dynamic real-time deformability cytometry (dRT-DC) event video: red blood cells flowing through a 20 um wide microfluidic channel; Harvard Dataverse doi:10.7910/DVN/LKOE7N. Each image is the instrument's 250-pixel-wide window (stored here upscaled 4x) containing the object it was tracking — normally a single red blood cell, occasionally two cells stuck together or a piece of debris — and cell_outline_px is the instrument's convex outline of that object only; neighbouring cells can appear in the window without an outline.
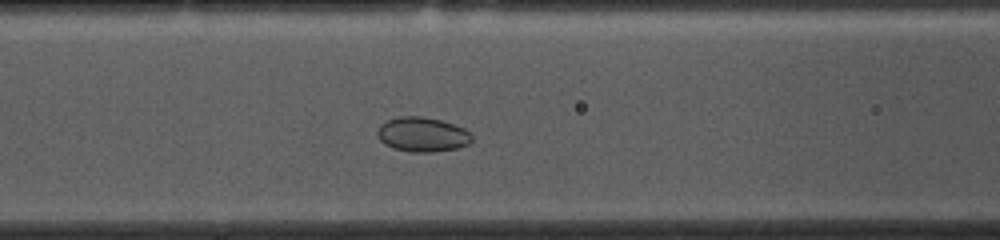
{"species": "common noctule bat (a hibernating species)", "species_latin": "Nyctalus noctula", "temperature_condition": "cold", "stored_images_in_passage": 50, "camera_frame_rate_fps": 3000, "um_per_image_px": 0.085, "animal": {"sex": "female", "body_mass_g": 10.0, "forearm_length_mm": 53.1}, "frame": {"image": 1, "passage_image": 16, "time_ms": 5.0, "image_size_px": [1000, 240], "cell_outline_px": [[472, 140], [468, 144], [460, 148], [432, 152], [412, 152], [396, 148], [384, 144], [380, 140], [376, 132], [380, 124], [388, 120], [400, 116], [420, 116], [440, 120], [464, 128], [472, 132]], "centroid_in_image_um": [35.92, 11.43], "position_along_channel_um": 130.7, "area_um2": 19.07}}
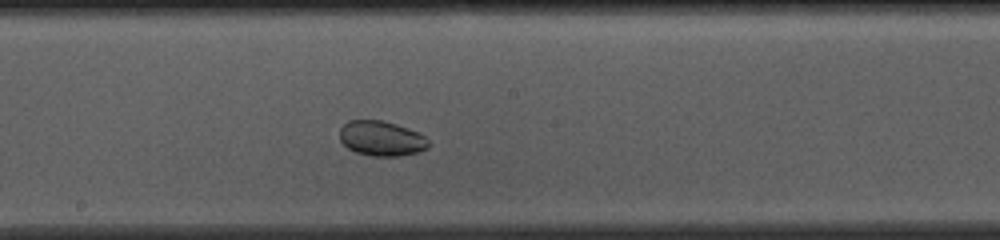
{"frame": {"image": 2, "passage_image": 23, "time_ms": 7.333, "image_size_px": [1000, 240], "cell_outline_px": [[428, 148], [420, 152], [400, 156], [372, 156], [356, 152], [348, 148], [340, 140], [340, 128], [348, 120], [384, 120], [420, 132], [428, 140]], "centroid_in_image_um": [32.44, 11.76], "position_along_channel_um": 215.8, "area_um2": 18.26}}
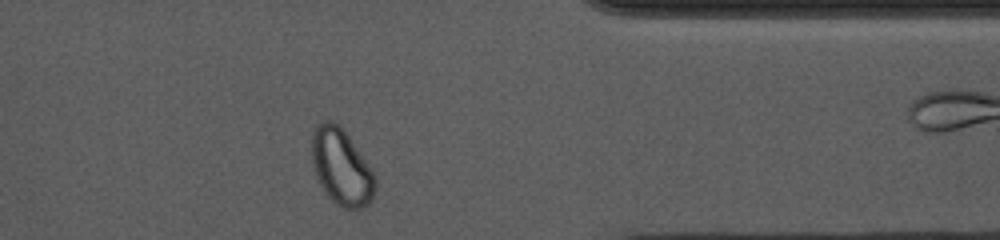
{"frame": {"image": 3, "passage_image": 38, "time_ms": 12.333, "image_size_px": [1000, 240], "cell_outline_px": [[376, 188], [372, 200], [368, 204], [360, 208], [340, 208], [328, 196], [320, 184], [316, 176], [312, 164], [312, 132], [316, 124], [324, 120], [332, 120], [340, 124], [376, 176]], "centroid_in_image_um": [29.01, 14.18], "position_along_channel_um": 382.4, "area_um2": 28.26}}